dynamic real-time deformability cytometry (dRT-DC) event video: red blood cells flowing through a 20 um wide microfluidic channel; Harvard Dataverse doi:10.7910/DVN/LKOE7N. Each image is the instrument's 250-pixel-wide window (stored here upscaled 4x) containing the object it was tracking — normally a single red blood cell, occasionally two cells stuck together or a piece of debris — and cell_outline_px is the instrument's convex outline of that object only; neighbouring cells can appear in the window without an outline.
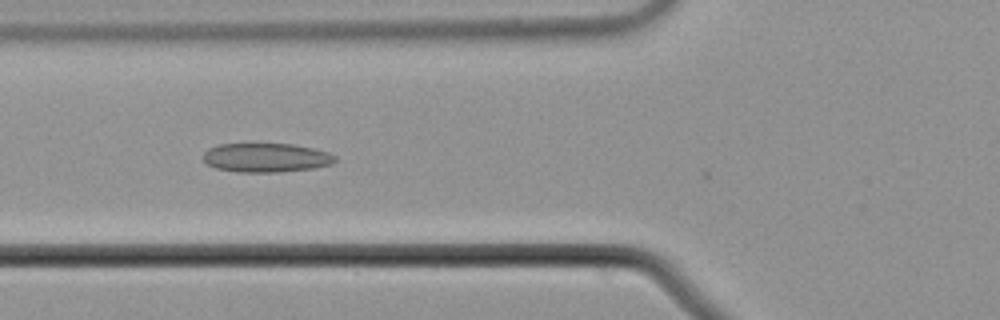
{"species": "common noctule bat (a hibernating species)", "species_latin": "Nyctalus noctula", "temperature_condition": "cold", "stored_images_in_passage": 19, "camera_frame_rate_fps": 3000, "um_per_image_px": 0.085, "animal": {"sex": "male", "body_mass_g": 21.5, "forearm_length_mm": 52.0}, "frame": {"image": 1, "passage_image": 16, "time_ms": 5.0, "image_size_px": [1000, 320], "cell_outline_px": [[336, 160], [332, 164], [316, 168], [280, 172], [236, 172], [216, 168], [208, 164], [204, 160], [204, 152], [208, 148], [220, 144], [292, 144], [312, 148], [328, 152], [336, 156]], "centroid_in_image_um": [22.64, 13.41], "position_along_channel_um": 103.2, "area_um2": 22.37}}